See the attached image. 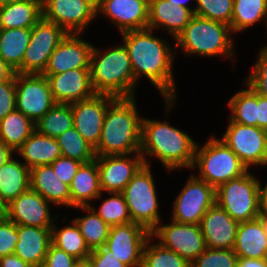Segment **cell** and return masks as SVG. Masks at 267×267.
<instances>
[{"label": "cell", "mask_w": 267, "mask_h": 267, "mask_svg": "<svg viewBox=\"0 0 267 267\" xmlns=\"http://www.w3.org/2000/svg\"><path fill=\"white\" fill-rule=\"evenodd\" d=\"M154 29L145 28L121 33L131 60L135 81L146 77L159 90L165 101L166 114L177 100V87L173 74L175 48L165 38L154 35ZM171 110V111H170ZM168 113V114H167Z\"/></svg>", "instance_id": "6da1fadb"}, {"label": "cell", "mask_w": 267, "mask_h": 267, "mask_svg": "<svg viewBox=\"0 0 267 267\" xmlns=\"http://www.w3.org/2000/svg\"><path fill=\"white\" fill-rule=\"evenodd\" d=\"M196 145L197 141L186 131L171 126L167 120L143 117L140 153L145 165L150 166L149 157H155L166 171H191Z\"/></svg>", "instance_id": "7a4b0ae2"}, {"label": "cell", "mask_w": 267, "mask_h": 267, "mask_svg": "<svg viewBox=\"0 0 267 267\" xmlns=\"http://www.w3.org/2000/svg\"><path fill=\"white\" fill-rule=\"evenodd\" d=\"M136 97L115 98L104 116L96 156L140 153L142 119L137 111Z\"/></svg>", "instance_id": "3957f363"}, {"label": "cell", "mask_w": 267, "mask_h": 267, "mask_svg": "<svg viewBox=\"0 0 267 267\" xmlns=\"http://www.w3.org/2000/svg\"><path fill=\"white\" fill-rule=\"evenodd\" d=\"M106 50L93 45L90 77L95 93L115 98L136 97L137 82L126 46L122 43Z\"/></svg>", "instance_id": "277c9868"}, {"label": "cell", "mask_w": 267, "mask_h": 267, "mask_svg": "<svg viewBox=\"0 0 267 267\" xmlns=\"http://www.w3.org/2000/svg\"><path fill=\"white\" fill-rule=\"evenodd\" d=\"M233 36L230 26L226 23L194 14L184 30L174 39V48L175 52L176 48H179L186 57L219 56L235 63L236 46Z\"/></svg>", "instance_id": "5b68a950"}, {"label": "cell", "mask_w": 267, "mask_h": 267, "mask_svg": "<svg viewBox=\"0 0 267 267\" xmlns=\"http://www.w3.org/2000/svg\"><path fill=\"white\" fill-rule=\"evenodd\" d=\"M197 142L194 162L197 178L217 189L231 179L245 174L248 169L239 157L218 137L210 136L203 146Z\"/></svg>", "instance_id": "8992f818"}, {"label": "cell", "mask_w": 267, "mask_h": 267, "mask_svg": "<svg viewBox=\"0 0 267 267\" xmlns=\"http://www.w3.org/2000/svg\"><path fill=\"white\" fill-rule=\"evenodd\" d=\"M150 166L143 165L123 190L131 220L150 232L162 221L156 182Z\"/></svg>", "instance_id": "52a82bcc"}, {"label": "cell", "mask_w": 267, "mask_h": 267, "mask_svg": "<svg viewBox=\"0 0 267 267\" xmlns=\"http://www.w3.org/2000/svg\"><path fill=\"white\" fill-rule=\"evenodd\" d=\"M216 203L239 223L259 218V178L248 170L222 184L216 189Z\"/></svg>", "instance_id": "ba28073f"}, {"label": "cell", "mask_w": 267, "mask_h": 267, "mask_svg": "<svg viewBox=\"0 0 267 267\" xmlns=\"http://www.w3.org/2000/svg\"><path fill=\"white\" fill-rule=\"evenodd\" d=\"M193 173L172 204V216L178 223L200 225L208 209L216 203V189Z\"/></svg>", "instance_id": "9c48e42d"}, {"label": "cell", "mask_w": 267, "mask_h": 267, "mask_svg": "<svg viewBox=\"0 0 267 267\" xmlns=\"http://www.w3.org/2000/svg\"><path fill=\"white\" fill-rule=\"evenodd\" d=\"M228 126L220 138L241 160L248 170L252 166H267V130L246 126L228 119Z\"/></svg>", "instance_id": "30bf717a"}, {"label": "cell", "mask_w": 267, "mask_h": 267, "mask_svg": "<svg viewBox=\"0 0 267 267\" xmlns=\"http://www.w3.org/2000/svg\"><path fill=\"white\" fill-rule=\"evenodd\" d=\"M68 33L41 18L31 28V38L22 61V74H43L53 51Z\"/></svg>", "instance_id": "8fae6325"}, {"label": "cell", "mask_w": 267, "mask_h": 267, "mask_svg": "<svg viewBox=\"0 0 267 267\" xmlns=\"http://www.w3.org/2000/svg\"><path fill=\"white\" fill-rule=\"evenodd\" d=\"M16 109L34 123L55 104L47 78L43 74L15 73Z\"/></svg>", "instance_id": "7c38bea8"}, {"label": "cell", "mask_w": 267, "mask_h": 267, "mask_svg": "<svg viewBox=\"0 0 267 267\" xmlns=\"http://www.w3.org/2000/svg\"><path fill=\"white\" fill-rule=\"evenodd\" d=\"M151 237L164 248L186 259L190 264L207 248L200 225L195 224L171 220L170 223L162 225L160 222L151 231Z\"/></svg>", "instance_id": "4fadbf2b"}, {"label": "cell", "mask_w": 267, "mask_h": 267, "mask_svg": "<svg viewBox=\"0 0 267 267\" xmlns=\"http://www.w3.org/2000/svg\"><path fill=\"white\" fill-rule=\"evenodd\" d=\"M42 18L67 33L84 34L90 22L97 18L96 4L91 0H43Z\"/></svg>", "instance_id": "5bb4252c"}, {"label": "cell", "mask_w": 267, "mask_h": 267, "mask_svg": "<svg viewBox=\"0 0 267 267\" xmlns=\"http://www.w3.org/2000/svg\"><path fill=\"white\" fill-rule=\"evenodd\" d=\"M150 236L149 230L134 222L114 225L110 227L105 247L129 267H142L144 246Z\"/></svg>", "instance_id": "9a60e30c"}, {"label": "cell", "mask_w": 267, "mask_h": 267, "mask_svg": "<svg viewBox=\"0 0 267 267\" xmlns=\"http://www.w3.org/2000/svg\"><path fill=\"white\" fill-rule=\"evenodd\" d=\"M102 193H122L144 165L141 153L96 156Z\"/></svg>", "instance_id": "2e32d148"}, {"label": "cell", "mask_w": 267, "mask_h": 267, "mask_svg": "<svg viewBox=\"0 0 267 267\" xmlns=\"http://www.w3.org/2000/svg\"><path fill=\"white\" fill-rule=\"evenodd\" d=\"M114 99L110 95L95 94L88 99L71 103L73 125L94 149L99 144L105 113Z\"/></svg>", "instance_id": "e0dca14e"}, {"label": "cell", "mask_w": 267, "mask_h": 267, "mask_svg": "<svg viewBox=\"0 0 267 267\" xmlns=\"http://www.w3.org/2000/svg\"><path fill=\"white\" fill-rule=\"evenodd\" d=\"M52 203L39 193L28 189L4 209V216L16 225L52 228L58 217L51 216Z\"/></svg>", "instance_id": "ac0fdd59"}, {"label": "cell", "mask_w": 267, "mask_h": 267, "mask_svg": "<svg viewBox=\"0 0 267 267\" xmlns=\"http://www.w3.org/2000/svg\"><path fill=\"white\" fill-rule=\"evenodd\" d=\"M96 11L97 17H106L121 34L147 28L149 0H101Z\"/></svg>", "instance_id": "d6986e66"}, {"label": "cell", "mask_w": 267, "mask_h": 267, "mask_svg": "<svg viewBox=\"0 0 267 267\" xmlns=\"http://www.w3.org/2000/svg\"><path fill=\"white\" fill-rule=\"evenodd\" d=\"M83 34L68 33L50 56L43 74H60L68 70L90 68L92 43Z\"/></svg>", "instance_id": "ffe728a7"}, {"label": "cell", "mask_w": 267, "mask_h": 267, "mask_svg": "<svg viewBox=\"0 0 267 267\" xmlns=\"http://www.w3.org/2000/svg\"><path fill=\"white\" fill-rule=\"evenodd\" d=\"M56 103H73L88 99L96 93L92 87L90 68H79L60 74H43Z\"/></svg>", "instance_id": "44dd1931"}, {"label": "cell", "mask_w": 267, "mask_h": 267, "mask_svg": "<svg viewBox=\"0 0 267 267\" xmlns=\"http://www.w3.org/2000/svg\"><path fill=\"white\" fill-rule=\"evenodd\" d=\"M239 222L217 203L212 205L200 222L207 248L233 249Z\"/></svg>", "instance_id": "7402d4cb"}, {"label": "cell", "mask_w": 267, "mask_h": 267, "mask_svg": "<svg viewBox=\"0 0 267 267\" xmlns=\"http://www.w3.org/2000/svg\"><path fill=\"white\" fill-rule=\"evenodd\" d=\"M194 13L186 7L174 6L167 0H149V18L147 28L163 29L174 39L189 23Z\"/></svg>", "instance_id": "603a6c76"}, {"label": "cell", "mask_w": 267, "mask_h": 267, "mask_svg": "<svg viewBox=\"0 0 267 267\" xmlns=\"http://www.w3.org/2000/svg\"><path fill=\"white\" fill-rule=\"evenodd\" d=\"M234 252L238 258H267V225L263 218L240 222Z\"/></svg>", "instance_id": "cb8c5ba5"}, {"label": "cell", "mask_w": 267, "mask_h": 267, "mask_svg": "<svg viewBox=\"0 0 267 267\" xmlns=\"http://www.w3.org/2000/svg\"><path fill=\"white\" fill-rule=\"evenodd\" d=\"M30 189L39 193L55 207L71 208L69 185L56 176L50 164L30 169Z\"/></svg>", "instance_id": "d4e9b609"}, {"label": "cell", "mask_w": 267, "mask_h": 267, "mask_svg": "<svg viewBox=\"0 0 267 267\" xmlns=\"http://www.w3.org/2000/svg\"><path fill=\"white\" fill-rule=\"evenodd\" d=\"M51 244V228L19 225L15 254L33 267H42Z\"/></svg>", "instance_id": "484cf974"}, {"label": "cell", "mask_w": 267, "mask_h": 267, "mask_svg": "<svg viewBox=\"0 0 267 267\" xmlns=\"http://www.w3.org/2000/svg\"><path fill=\"white\" fill-rule=\"evenodd\" d=\"M71 208L91 206V202L101 199L102 194L99 180L97 161L94 159L88 163H82L78 168L71 184Z\"/></svg>", "instance_id": "4316f807"}, {"label": "cell", "mask_w": 267, "mask_h": 267, "mask_svg": "<svg viewBox=\"0 0 267 267\" xmlns=\"http://www.w3.org/2000/svg\"><path fill=\"white\" fill-rule=\"evenodd\" d=\"M28 168L52 164L62 156L56 138L39 133L36 129L15 152Z\"/></svg>", "instance_id": "83f0119b"}, {"label": "cell", "mask_w": 267, "mask_h": 267, "mask_svg": "<svg viewBox=\"0 0 267 267\" xmlns=\"http://www.w3.org/2000/svg\"><path fill=\"white\" fill-rule=\"evenodd\" d=\"M30 189V168L15 156L0 167V203L5 208Z\"/></svg>", "instance_id": "f1b7e54d"}, {"label": "cell", "mask_w": 267, "mask_h": 267, "mask_svg": "<svg viewBox=\"0 0 267 267\" xmlns=\"http://www.w3.org/2000/svg\"><path fill=\"white\" fill-rule=\"evenodd\" d=\"M41 18L40 0H20L0 6V29L32 28Z\"/></svg>", "instance_id": "f546056e"}, {"label": "cell", "mask_w": 267, "mask_h": 267, "mask_svg": "<svg viewBox=\"0 0 267 267\" xmlns=\"http://www.w3.org/2000/svg\"><path fill=\"white\" fill-rule=\"evenodd\" d=\"M31 38V28L0 29V58L15 73L22 74V61Z\"/></svg>", "instance_id": "4dcf8cb0"}, {"label": "cell", "mask_w": 267, "mask_h": 267, "mask_svg": "<svg viewBox=\"0 0 267 267\" xmlns=\"http://www.w3.org/2000/svg\"><path fill=\"white\" fill-rule=\"evenodd\" d=\"M35 130V123L15 109L0 120V139L14 152Z\"/></svg>", "instance_id": "1f68e13d"}, {"label": "cell", "mask_w": 267, "mask_h": 267, "mask_svg": "<svg viewBox=\"0 0 267 267\" xmlns=\"http://www.w3.org/2000/svg\"><path fill=\"white\" fill-rule=\"evenodd\" d=\"M71 222L72 225H66L60 229L57 228L58 223L54 222L51 228V243L78 261H86L91 250L87 246L78 225L73 219Z\"/></svg>", "instance_id": "d6a6232c"}, {"label": "cell", "mask_w": 267, "mask_h": 267, "mask_svg": "<svg viewBox=\"0 0 267 267\" xmlns=\"http://www.w3.org/2000/svg\"><path fill=\"white\" fill-rule=\"evenodd\" d=\"M265 21L267 28V0H234L230 29L235 35L254 24Z\"/></svg>", "instance_id": "836d02e7"}, {"label": "cell", "mask_w": 267, "mask_h": 267, "mask_svg": "<svg viewBox=\"0 0 267 267\" xmlns=\"http://www.w3.org/2000/svg\"><path fill=\"white\" fill-rule=\"evenodd\" d=\"M242 85L244 88L227 102L231 111L228 118L232 122L257 127V93L245 81Z\"/></svg>", "instance_id": "e575fe53"}, {"label": "cell", "mask_w": 267, "mask_h": 267, "mask_svg": "<svg viewBox=\"0 0 267 267\" xmlns=\"http://www.w3.org/2000/svg\"><path fill=\"white\" fill-rule=\"evenodd\" d=\"M75 209H80L85 214L87 212L86 215L77 216L73 220L78 225L89 249L92 251L105 246L111 226L105 223L91 206H80Z\"/></svg>", "instance_id": "d590c367"}, {"label": "cell", "mask_w": 267, "mask_h": 267, "mask_svg": "<svg viewBox=\"0 0 267 267\" xmlns=\"http://www.w3.org/2000/svg\"><path fill=\"white\" fill-rule=\"evenodd\" d=\"M73 125V111L69 103H56L38 122L35 129L44 135L57 138Z\"/></svg>", "instance_id": "8d00e7d4"}, {"label": "cell", "mask_w": 267, "mask_h": 267, "mask_svg": "<svg viewBox=\"0 0 267 267\" xmlns=\"http://www.w3.org/2000/svg\"><path fill=\"white\" fill-rule=\"evenodd\" d=\"M62 156L88 163L95 159L94 148L72 127L56 138Z\"/></svg>", "instance_id": "74e56055"}, {"label": "cell", "mask_w": 267, "mask_h": 267, "mask_svg": "<svg viewBox=\"0 0 267 267\" xmlns=\"http://www.w3.org/2000/svg\"><path fill=\"white\" fill-rule=\"evenodd\" d=\"M150 236L143 250L142 267H190L191 264L175 252L164 248Z\"/></svg>", "instance_id": "f35d334b"}, {"label": "cell", "mask_w": 267, "mask_h": 267, "mask_svg": "<svg viewBox=\"0 0 267 267\" xmlns=\"http://www.w3.org/2000/svg\"><path fill=\"white\" fill-rule=\"evenodd\" d=\"M111 197L101 201L99 208L91 205L97 215L109 226L132 222L123 193H108ZM98 208V209H97Z\"/></svg>", "instance_id": "ab89813d"}, {"label": "cell", "mask_w": 267, "mask_h": 267, "mask_svg": "<svg viewBox=\"0 0 267 267\" xmlns=\"http://www.w3.org/2000/svg\"><path fill=\"white\" fill-rule=\"evenodd\" d=\"M194 14L230 26L234 0H196Z\"/></svg>", "instance_id": "60d3db41"}, {"label": "cell", "mask_w": 267, "mask_h": 267, "mask_svg": "<svg viewBox=\"0 0 267 267\" xmlns=\"http://www.w3.org/2000/svg\"><path fill=\"white\" fill-rule=\"evenodd\" d=\"M238 256L233 249L206 248L190 267H237Z\"/></svg>", "instance_id": "b9f144b4"}, {"label": "cell", "mask_w": 267, "mask_h": 267, "mask_svg": "<svg viewBox=\"0 0 267 267\" xmlns=\"http://www.w3.org/2000/svg\"><path fill=\"white\" fill-rule=\"evenodd\" d=\"M252 66V71L244 80L256 93L267 97V45L262 46Z\"/></svg>", "instance_id": "7bdbcfd3"}, {"label": "cell", "mask_w": 267, "mask_h": 267, "mask_svg": "<svg viewBox=\"0 0 267 267\" xmlns=\"http://www.w3.org/2000/svg\"><path fill=\"white\" fill-rule=\"evenodd\" d=\"M19 240V225L8 220L5 216L0 218V258L15 252Z\"/></svg>", "instance_id": "ee69618b"}, {"label": "cell", "mask_w": 267, "mask_h": 267, "mask_svg": "<svg viewBox=\"0 0 267 267\" xmlns=\"http://www.w3.org/2000/svg\"><path fill=\"white\" fill-rule=\"evenodd\" d=\"M82 162L71 159L69 157L60 156L57 158L52 164H50L53 168L56 176L67 185L71 184L73 177L75 176L78 168Z\"/></svg>", "instance_id": "f6af8a7d"}, {"label": "cell", "mask_w": 267, "mask_h": 267, "mask_svg": "<svg viewBox=\"0 0 267 267\" xmlns=\"http://www.w3.org/2000/svg\"><path fill=\"white\" fill-rule=\"evenodd\" d=\"M16 109L15 75L0 83V120Z\"/></svg>", "instance_id": "bcb514c9"}, {"label": "cell", "mask_w": 267, "mask_h": 267, "mask_svg": "<svg viewBox=\"0 0 267 267\" xmlns=\"http://www.w3.org/2000/svg\"><path fill=\"white\" fill-rule=\"evenodd\" d=\"M91 267H129L125 263L118 260L108 248L99 247L91 251L87 258Z\"/></svg>", "instance_id": "7dc6e473"}, {"label": "cell", "mask_w": 267, "mask_h": 267, "mask_svg": "<svg viewBox=\"0 0 267 267\" xmlns=\"http://www.w3.org/2000/svg\"><path fill=\"white\" fill-rule=\"evenodd\" d=\"M78 262L76 258L51 243L42 267H74Z\"/></svg>", "instance_id": "c3c4849f"}, {"label": "cell", "mask_w": 267, "mask_h": 267, "mask_svg": "<svg viewBox=\"0 0 267 267\" xmlns=\"http://www.w3.org/2000/svg\"><path fill=\"white\" fill-rule=\"evenodd\" d=\"M257 127L267 130V97L257 93Z\"/></svg>", "instance_id": "681fc988"}, {"label": "cell", "mask_w": 267, "mask_h": 267, "mask_svg": "<svg viewBox=\"0 0 267 267\" xmlns=\"http://www.w3.org/2000/svg\"><path fill=\"white\" fill-rule=\"evenodd\" d=\"M0 267H33L30 263L23 261L15 253L0 258Z\"/></svg>", "instance_id": "f907efd6"}, {"label": "cell", "mask_w": 267, "mask_h": 267, "mask_svg": "<svg viewBox=\"0 0 267 267\" xmlns=\"http://www.w3.org/2000/svg\"><path fill=\"white\" fill-rule=\"evenodd\" d=\"M259 217L267 219V183L261 184L259 180Z\"/></svg>", "instance_id": "816d5d0a"}, {"label": "cell", "mask_w": 267, "mask_h": 267, "mask_svg": "<svg viewBox=\"0 0 267 267\" xmlns=\"http://www.w3.org/2000/svg\"><path fill=\"white\" fill-rule=\"evenodd\" d=\"M237 267H267V258H238Z\"/></svg>", "instance_id": "f5cc1de1"}, {"label": "cell", "mask_w": 267, "mask_h": 267, "mask_svg": "<svg viewBox=\"0 0 267 267\" xmlns=\"http://www.w3.org/2000/svg\"><path fill=\"white\" fill-rule=\"evenodd\" d=\"M15 75V71L0 58V83L9 81Z\"/></svg>", "instance_id": "db71d44e"}, {"label": "cell", "mask_w": 267, "mask_h": 267, "mask_svg": "<svg viewBox=\"0 0 267 267\" xmlns=\"http://www.w3.org/2000/svg\"><path fill=\"white\" fill-rule=\"evenodd\" d=\"M15 152L12 151L1 139H0V167L8 161L9 158L14 156Z\"/></svg>", "instance_id": "11a10c76"}, {"label": "cell", "mask_w": 267, "mask_h": 267, "mask_svg": "<svg viewBox=\"0 0 267 267\" xmlns=\"http://www.w3.org/2000/svg\"><path fill=\"white\" fill-rule=\"evenodd\" d=\"M167 1L170 2L172 5L177 6V7L183 6V7L189 8L194 13L195 8H193V7L191 8L188 5L189 0H167ZM193 1H196V0H193Z\"/></svg>", "instance_id": "9f6ffc18"}, {"label": "cell", "mask_w": 267, "mask_h": 267, "mask_svg": "<svg viewBox=\"0 0 267 267\" xmlns=\"http://www.w3.org/2000/svg\"><path fill=\"white\" fill-rule=\"evenodd\" d=\"M74 267H91L88 261H79Z\"/></svg>", "instance_id": "6f0895ef"}, {"label": "cell", "mask_w": 267, "mask_h": 267, "mask_svg": "<svg viewBox=\"0 0 267 267\" xmlns=\"http://www.w3.org/2000/svg\"><path fill=\"white\" fill-rule=\"evenodd\" d=\"M16 1H20V0H0V6L5 5V4H9L12 2H16Z\"/></svg>", "instance_id": "680465c9"}, {"label": "cell", "mask_w": 267, "mask_h": 267, "mask_svg": "<svg viewBox=\"0 0 267 267\" xmlns=\"http://www.w3.org/2000/svg\"><path fill=\"white\" fill-rule=\"evenodd\" d=\"M4 209L5 208L0 203V218H2L4 216Z\"/></svg>", "instance_id": "91938a15"}, {"label": "cell", "mask_w": 267, "mask_h": 267, "mask_svg": "<svg viewBox=\"0 0 267 267\" xmlns=\"http://www.w3.org/2000/svg\"><path fill=\"white\" fill-rule=\"evenodd\" d=\"M94 4H98L101 0H91Z\"/></svg>", "instance_id": "94428289"}]
</instances>
